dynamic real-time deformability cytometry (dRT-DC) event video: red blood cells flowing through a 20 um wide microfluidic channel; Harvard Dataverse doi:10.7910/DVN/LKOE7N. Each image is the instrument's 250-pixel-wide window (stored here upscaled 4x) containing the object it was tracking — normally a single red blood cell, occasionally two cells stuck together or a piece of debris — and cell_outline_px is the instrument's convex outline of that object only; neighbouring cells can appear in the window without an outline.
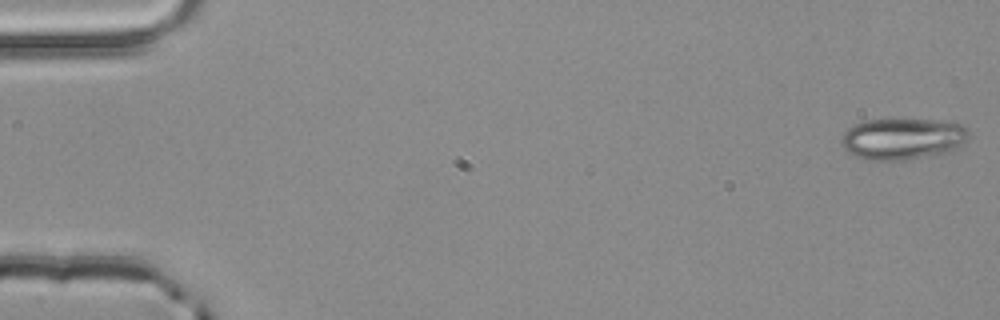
{"species": "common noctule bat (a hibernating species)", "species_latin": "Nyctalus noctula", "temperature_condition": "room temperature", "stored_images_in_passage": 4, "camera_frame_rate_fps": 3000, "um_per_image_px": 0.085, "animal": {"sex": "male", "body_mass_g": 20.4}, "frame": {"image": 1, "passage_image": 1, "time_ms": 0.0, "image_size_px": [1000, 320], "cell_outline_px": [[972, 132], [964, 144], [960, 148], [948, 152], [904, 160], [864, 160], [852, 156], [840, 144], [840, 136], [848, 128], [864, 120], [900, 116], [952, 120], [968, 128]], "centroid_in_image_um": [76.76, 11.73], "position_along_channel_um": 8.2, "area_um2": 32.66}}